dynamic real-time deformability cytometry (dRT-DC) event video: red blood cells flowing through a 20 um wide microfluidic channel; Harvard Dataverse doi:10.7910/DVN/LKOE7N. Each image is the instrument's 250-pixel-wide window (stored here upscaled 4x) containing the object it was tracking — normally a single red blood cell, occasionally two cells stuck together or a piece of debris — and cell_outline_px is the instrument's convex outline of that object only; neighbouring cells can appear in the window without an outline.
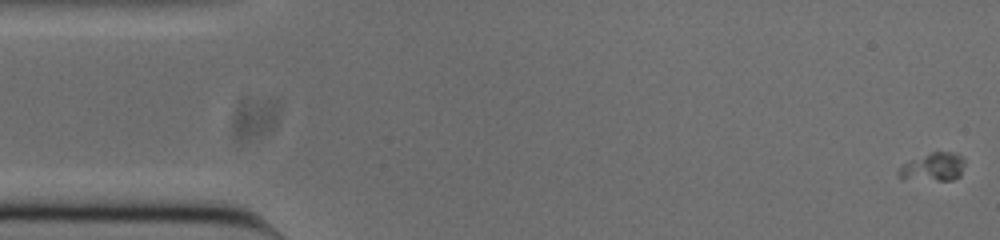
{"species": "common noctule bat (a hibernating species)", "species_latin": "Nyctalus noctula", "temperature_condition": "cold", "stored_images_in_passage": 56, "camera_frame_rate_fps": 3000, "um_per_image_px": 0.085, "animal": {"sex": "male", "body_mass_g": 20.0, "forearm_length_mm": 53.3}, "frame": {"image": 1, "passage_image": 1, "time_ms": 0.0, "image_size_px": [1000, 240], "cell_outline_px": [[964, 164], [960, 176], [952, 180], [936, 180], [896, 176], [896, 168], [900, 164], [932, 152], [956, 152], [964, 156]], "centroid_in_image_um": [79.33, 14.16], "position_along_channel_um": 5.7, "area_um2": 10.87}}
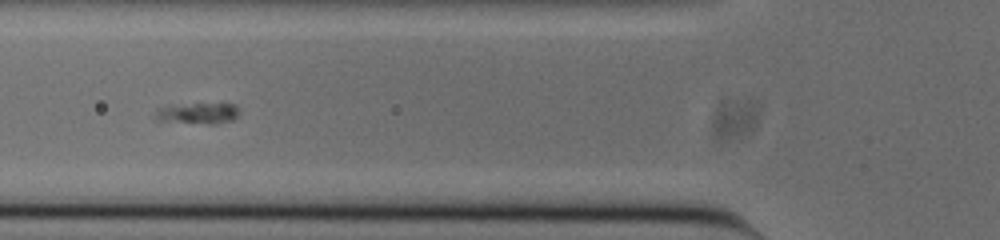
{"frame": {"image": 2, "passage_image": 20, "time_ms": 6.333, "image_size_px": [1000, 240], "cell_outline_px": [[240, 112], [232, 120], [216, 124], [208, 124], [160, 120], [156, 116], [156, 112], [160, 108], [168, 104], [236, 104], [240, 108]], "centroid_in_image_um": [16.88, 9.61], "position_along_channel_um": 108.9, "area_um2": 10.23}}
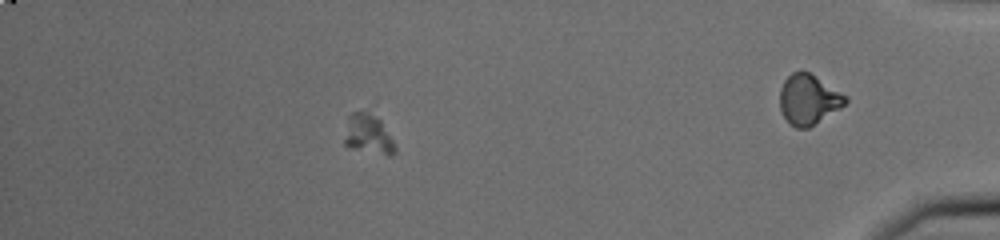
{"frame": {"image": 3, "passage_image": 49, "time_ms": 16.0, "image_size_px": [1000, 240], "cell_outline_px": [[396, 152], [392, 156], [388, 156], [352, 148], [344, 144], [344, 140], [348, 116], [352, 112], [368, 112], [380, 120], [392, 140], [396, 148]], "centroid_in_image_um": [31.3, 11.44], "position_along_channel_um": 403.9, "area_um2": 11.5}}